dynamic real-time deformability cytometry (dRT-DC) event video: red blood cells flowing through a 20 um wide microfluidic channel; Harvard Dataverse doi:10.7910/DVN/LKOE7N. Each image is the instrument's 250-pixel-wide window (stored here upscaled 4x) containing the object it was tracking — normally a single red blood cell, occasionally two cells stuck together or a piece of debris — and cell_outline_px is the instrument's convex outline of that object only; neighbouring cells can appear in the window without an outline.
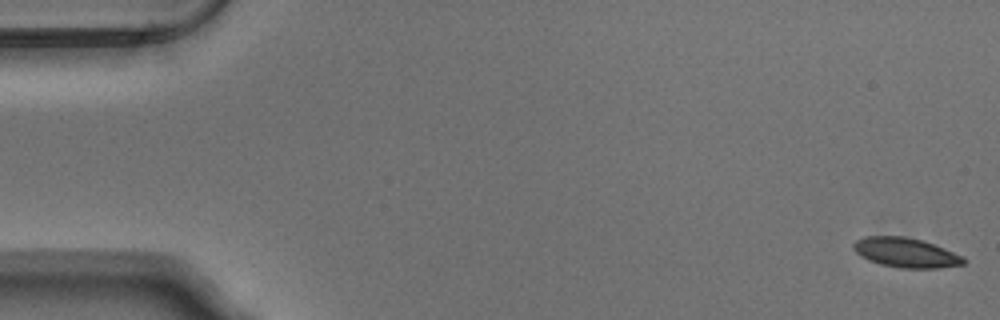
{"species": "Egyptian fruit bat (a non-hibernating species)", "species_latin": "Rousettus aegyptiacus", "temperature_condition": "warm", "stored_images_in_passage": 54, "camera_frame_rate_fps": 3000, "um_per_image_px": 0.085, "animal": {"sex": "male"}, "frame": {"image": 1, "passage_image": 1, "time_ms": 0.0, "image_size_px": [1000, 320], "cell_outline_px": [[964, 264], [936, 268], [900, 268], [880, 264], [868, 260], [860, 256], [852, 248], [852, 244], [856, 240], [864, 236], [904, 236], [920, 240], [944, 248], [964, 256]], "centroid_in_image_um": [76.95, 21.47], "position_along_channel_um": 8.1, "area_um2": 18.96}}
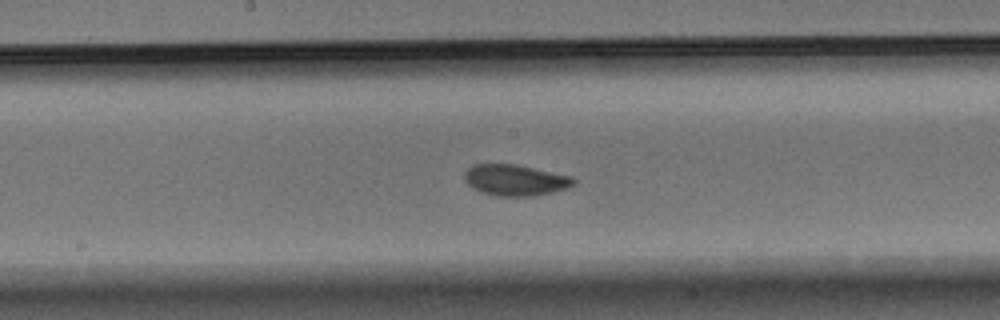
{"frame": {"image": 2, "passage_image": 28, "time_ms": 9.0, "image_size_px": [1000, 320], "cell_outline_px": [[576, 184], [568, 188], [552, 192], [532, 196], [496, 196], [472, 188], [468, 184], [464, 176], [464, 172], [472, 164], [516, 164], [572, 176], [576, 180]], "centroid_in_image_um": [43.82, 15.3], "position_along_channel_um": 204.4, "area_um2": 19.83}}
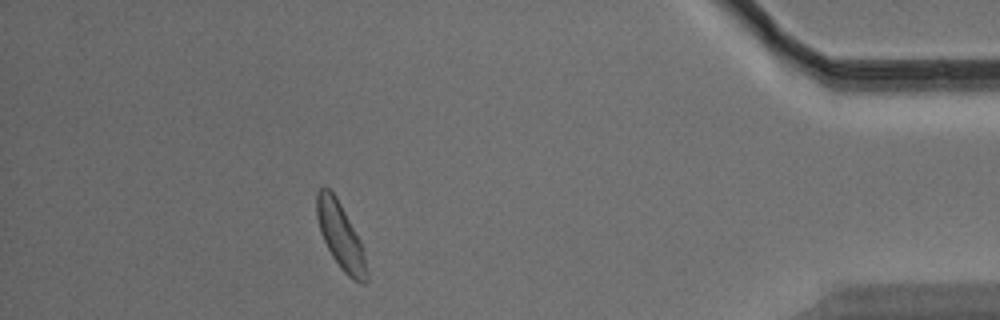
{"frame": {"image": 3, "passage_image": 48, "time_ms": 15.667, "image_size_px": [1000, 320], "cell_outline_px": [[368, 280], [364, 284], [360, 284], [352, 280], [340, 268], [332, 256], [320, 232], [316, 216], [316, 192], [324, 184], [336, 196], [360, 240], [368, 272]], "centroid_in_image_um": [28.93, 20.06], "position_along_channel_um": 406.3, "area_um2": 19.25}, "authors_computed_cell_mechanics": {"area_um2": 19.363, "velocity_mm_per_s": 3.7614, "shape_relaxation_time_tau1_ms": 2.7351, "shape_relaxation_time_tau2_ms": 1.1592, "deformation_change_tau1": 0.0989, "deformation_change_tau2": 0.0454}}